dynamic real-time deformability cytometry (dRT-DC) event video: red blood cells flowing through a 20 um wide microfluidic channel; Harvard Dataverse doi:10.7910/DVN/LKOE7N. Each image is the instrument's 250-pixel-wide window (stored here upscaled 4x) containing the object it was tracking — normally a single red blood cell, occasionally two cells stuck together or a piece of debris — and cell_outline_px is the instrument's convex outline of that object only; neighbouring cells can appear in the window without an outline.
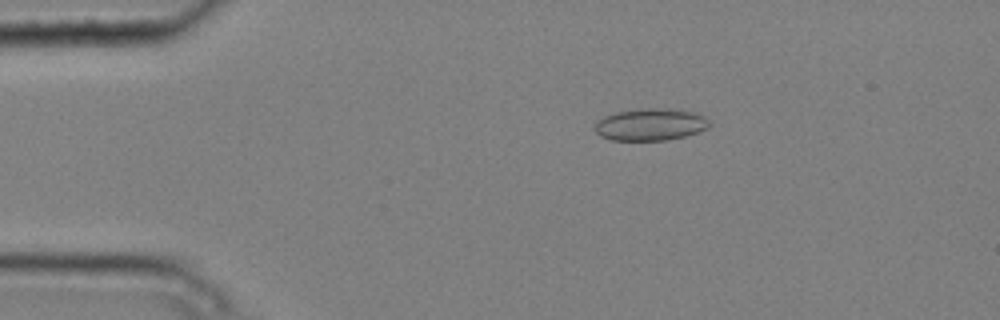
{"species": "common noctule bat (a hibernating species)", "species_latin": "Nyctalus noctula", "temperature_condition": "cold", "stored_images_in_passage": 6, "camera_frame_rate_fps": 3000, "um_per_image_px": 0.085, "animal": {"sex": "male", "body_mass_g": 20.4}, "frame": {"image": 1, "passage_image": 3, "time_ms": 0.667, "image_size_px": [1000, 320], "cell_outline_px": [[708, 128], [684, 136], [664, 140], [612, 140], [600, 136], [592, 128], [604, 116], [616, 112], [640, 108], [664, 108], [692, 112], [704, 116], [708, 120]], "centroid_in_image_um": [55.24, 10.58], "position_along_channel_um": 29.8, "area_um2": 21.21}}
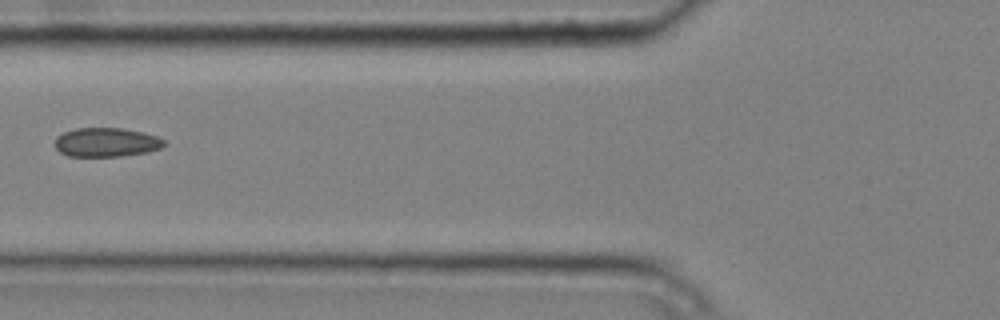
{"frame": {"image": 2, "passage_image": 6, "time_ms": 1.667, "image_size_px": [1000, 320], "cell_outline_px": [[168, 144], [160, 148], [148, 152], [120, 156], [68, 156], [60, 152], [56, 148], [56, 136], [64, 132], [76, 128], [120, 128], [140, 132], [156, 136], [164, 140]], "centroid_in_image_um": [9.04, 12.1], "position_along_channel_um": 116.8, "area_um2": 18.38}}